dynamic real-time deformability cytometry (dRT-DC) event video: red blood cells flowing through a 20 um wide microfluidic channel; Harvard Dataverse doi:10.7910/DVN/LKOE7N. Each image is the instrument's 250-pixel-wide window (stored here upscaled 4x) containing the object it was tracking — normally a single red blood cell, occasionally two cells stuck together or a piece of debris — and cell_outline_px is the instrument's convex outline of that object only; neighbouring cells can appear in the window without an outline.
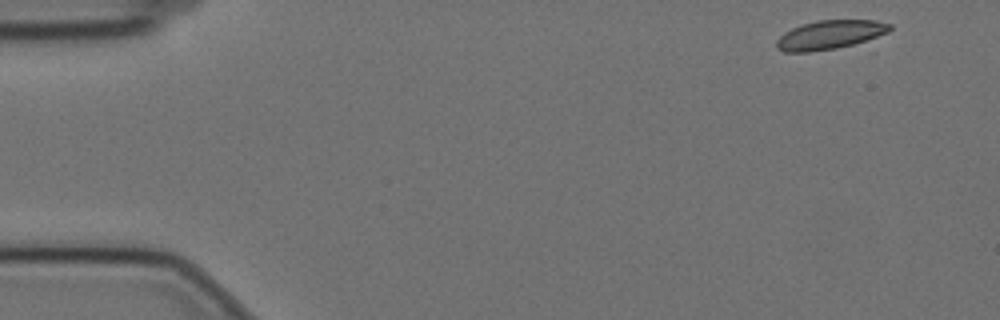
{"species": "Egyptian fruit bat (a non-hibernating species)", "species_latin": "Rousettus aegyptiacus", "temperature_condition": "cold", "stored_images_in_passage": 55, "camera_frame_rate_fps": 3000, "um_per_image_px": 0.085, "animal": {"sex": "female"}, "frame": {"image": 1, "passage_image": 1, "time_ms": 0.0, "image_size_px": [1000, 320], "cell_outline_px": [[892, 28], [888, 32], [852, 44], [836, 48], [808, 52], [784, 52], [776, 48], [776, 40], [784, 32], [800, 24], [816, 20], [876, 20], [892, 24]], "centroid_in_image_um": [70.49, 2.94], "position_along_channel_um": 14.5, "area_um2": 19.02}}
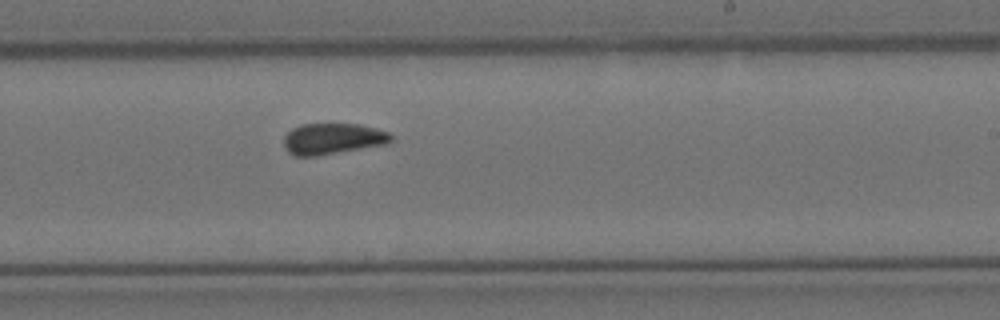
{"frame": {"image": 2, "passage_image": 32, "time_ms": 10.333, "image_size_px": [1000, 320], "cell_outline_px": [[392, 140], [388, 144], [316, 156], [292, 156], [284, 148], [284, 136], [292, 128], [300, 124], [360, 124], [376, 128], [388, 132], [392, 136]], "centroid_in_image_um": [28.26, 11.8], "position_along_channel_um": 260.7, "area_um2": 19.59}}
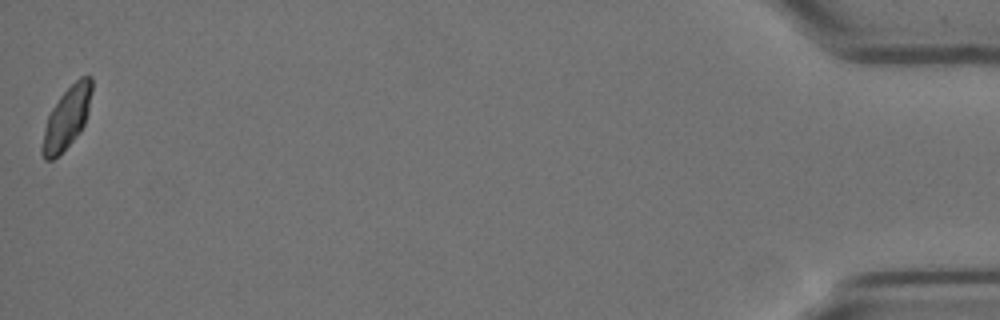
{"frame": {"image": 3, "passage_image": 55, "time_ms": 18.0, "image_size_px": [1000, 320], "cell_outline_px": [[92, 92], [88, 112], [84, 124], [80, 132], [52, 160], [44, 160], [40, 152], [40, 148], [48, 116], [52, 108], [60, 96], [80, 76], [92, 76]], "centroid_in_image_um": [5.68, 10.0], "position_along_channel_um": 429.5, "area_um2": 17.57}, "authors_computed_cell_mechanics": {"area_um2": 19.5364, "velocity_mm_per_s": 3.444, "shape_relaxation_time_tau1_ms": 3.6603, "shape_relaxation_time_tau2_ms": 3.5324, "deformation_change_tau1": 0.1256, "deformation_change_tau2": 0.0937}}